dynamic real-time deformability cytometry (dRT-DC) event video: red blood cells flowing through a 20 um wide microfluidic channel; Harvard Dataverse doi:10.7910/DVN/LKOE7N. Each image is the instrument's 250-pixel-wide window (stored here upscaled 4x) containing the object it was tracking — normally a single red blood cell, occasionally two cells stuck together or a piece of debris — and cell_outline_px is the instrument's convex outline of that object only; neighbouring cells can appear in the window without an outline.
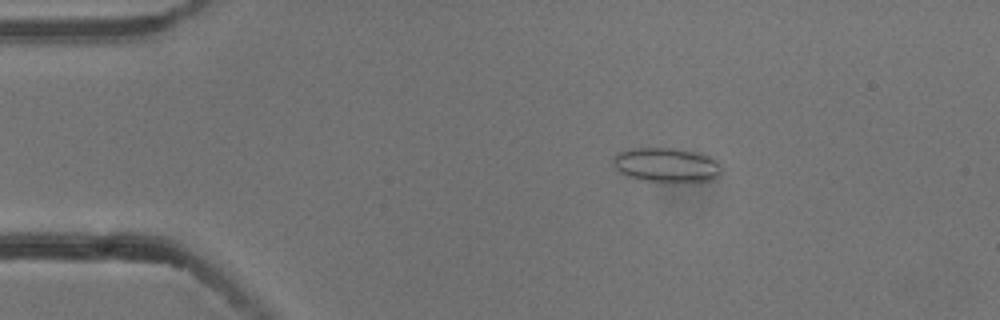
{"species": "common noctule bat (a hibernating species)", "species_latin": "Nyctalus noctula", "temperature_condition": "cold", "stored_images_in_passage": 6, "camera_frame_rate_fps": 3000, "um_per_image_px": 0.085, "animal": {"sex": "male", "body_mass_g": 13.3}, "frame": {"image": 1, "passage_image": 2, "time_ms": 0.333, "image_size_px": [1000, 320], "cell_outline_px": [[720, 172], [712, 180], [640, 180], [628, 176], [620, 172], [612, 164], [612, 160], [620, 152], [632, 148], [676, 148], [708, 156], [720, 168]], "centroid_in_image_um": [56.55, 14.0], "position_along_channel_um": 28.4, "area_um2": 20.75}}
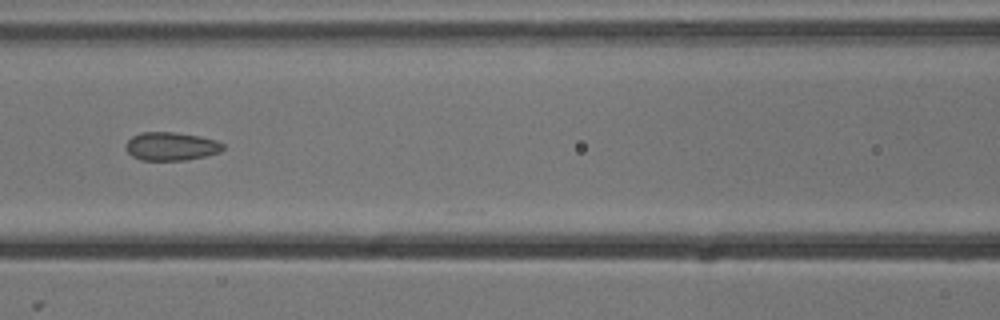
{"frame": {"image": 2, "passage_image": 6, "time_ms": 1.667, "image_size_px": [1000, 320], "cell_outline_px": [[224, 148], [220, 152], [188, 160], [140, 160], [132, 156], [124, 148], [124, 144], [132, 136], [140, 132], [176, 132], [200, 136], [216, 140], [224, 144]], "centroid_in_image_um": [14.52, 12.43], "position_along_channel_um": 152.1, "area_um2": 16.24}}